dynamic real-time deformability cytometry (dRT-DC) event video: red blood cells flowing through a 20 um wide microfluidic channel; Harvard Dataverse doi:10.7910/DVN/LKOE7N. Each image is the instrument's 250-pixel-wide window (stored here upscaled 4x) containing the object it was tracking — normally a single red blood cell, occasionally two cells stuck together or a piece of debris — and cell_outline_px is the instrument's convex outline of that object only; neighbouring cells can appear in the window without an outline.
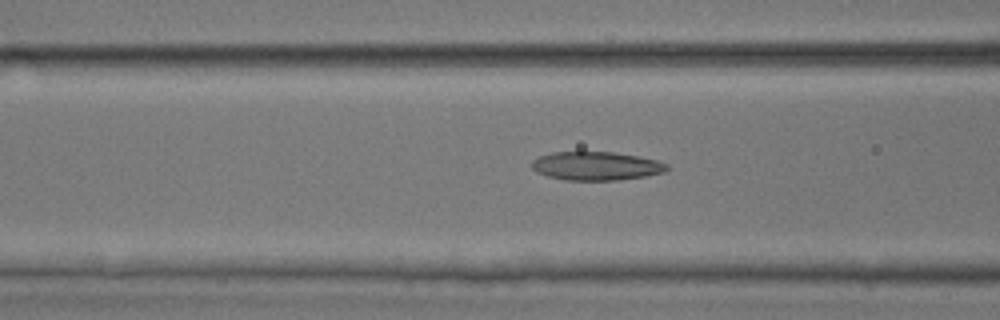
{"species": "common noctule bat (a hibernating species)", "species_latin": "Nyctalus noctula", "temperature_condition": "room temperature", "stored_images_in_passage": 47, "camera_frame_rate_fps": 3000, "um_per_image_px": 0.085, "animal": {"sex": "male", "body_mass_g": 17.9, "forearm_length_mm": 54.2}, "frame": {"image": 1, "passage_image": 19, "time_ms": 6.0, "image_size_px": [1000, 320], "cell_outline_px": [[668, 168], [664, 172], [644, 176], [616, 180], [564, 180], [548, 176], [536, 172], [532, 168], [532, 160], [540, 156], [552, 152], [612, 152], [640, 156], [656, 160], [668, 164]], "centroid_in_image_um": [50.66, 14.1], "position_along_channel_um": 115.9, "area_um2": 22.43}}
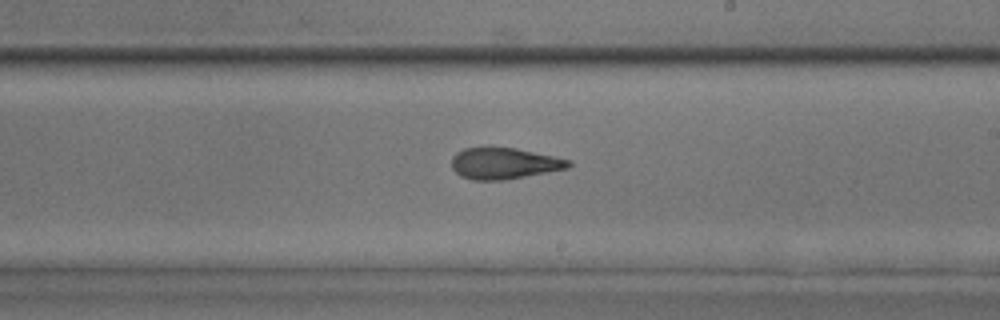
{"frame": {"image": 2, "passage_image": 28, "time_ms": 9.0, "image_size_px": [1000, 320], "cell_outline_px": [[572, 164], [568, 168], [504, 180], [472, 180], [460, 176], [452, 168], [452, 156], [456, 152], [464, 148], [488, 144], [516, 148], [572, 160]], "centroid_in_image_um": [42.8, 13.84], "position_along_channel_um": 246.2, "area_um2": 21.96}}
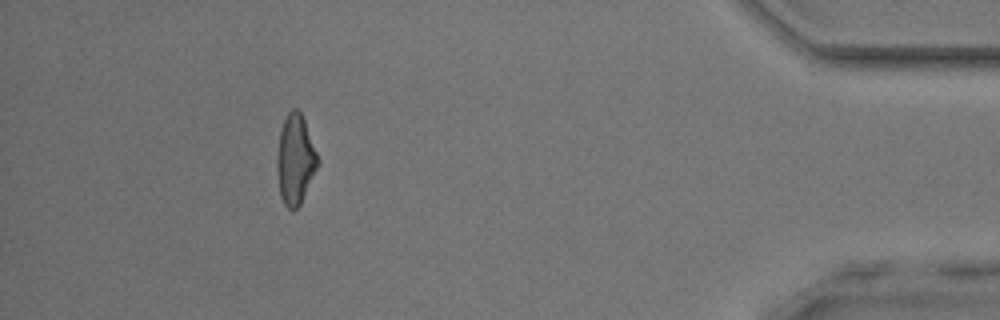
{"frame": {"image": 3, "passage_image": 43, "time_ms": 14.0, "image_size_px": [1000, 320], "cell_outline_px": [[320, 160], [300, 204], [296, 208], [288, 208], [284, 204], [280, 196], [276, 168], [276, 156], [280, 132], [284, 120], [288, 112], [292, 108], [296, 108], [300, 112], [304, 120]], "centroid_in_image_um": [25.08, 13.54], "position_along_channel_um": 410.1, "area_um2": 21.1}}